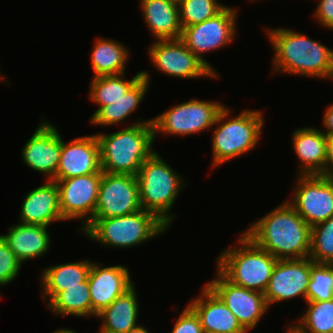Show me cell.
Segmentation results:
<instances>
[{
	"label": "cell",
	"mask_w": 333,
	"mask_h": 333,
	"mask_svg": "<svg viewBox=\"0 0 333 333\" xmlns=\"http://www.w3.org/2000/svg\"><path fill=\"white\" fill-rule=\"evenodd\" d=\"M245 235L277 259L308 258L311 227L286 201L250 225Z\"/></svg>",
	"instance_id": "6da1fadb"
},
{
	"label": "cell",
	"mask_w": 333,
	"mask_h": 333,
	"mask_svg": "<svg viewBox=\"0 0 333 333\" xmlns=\"http://www.w3.org/2000/svg\"><path fill=\"white\" fill-rule=\"evenodd\" d=\"M265 31L274 49V73L333 79L332 49L287 28Z\"/></svg>",
	"instance_id": "7a4b0ae2"
},
{
	"label": "cell",
	"mask_w": 333,
	"mask_h": 333,
	"mask_svg": "<svg viewBox=\"0 0 333 333\" xmlns=\"http://www.w3.org/2000/svg\"><path fill=\"white\" fill-rule=\"evenodd\" d=\"M99 144L101 168L110 174L135 175L154 152L152 119L137 121L112 134H95Z\"/></svg>",
	"instance_id": "3957f363"
},
{
	"label": "cell",
	"mask_w": 333,
	"mask_h": 333,
	"mask_svg": "<svg viewBox=\"0 0 333 333\" xmlns=\"http://www.w3.org/2000/svg\"><path fill=\"white\" fill-rule=\"evenodd\" d=\"M238 246L223 251L217 258V270L233 284L264 293L277 258L258 247L244 233Z\"/></svg>",
	"instance_id": "277c9868"
},
{
	"label": "cell",
	"mask_w": 333,
	"mask_h": 333,
	"mask_svg": "<svg viewBox=\"0 0 333 333\" xmlns=\"http://www.w3.org/2000/svg\"><path fill=\"white\" fill-rule=\"evenodd\" d=\"M136 178L141 208L155 214L169 227L175 218L169 210L184 188L182 177L154 150L139 168Z\"/></svg>",
	"instance_id": "5b68a950"
},
{
	"label": "cell",
	"mask_w": 333,
	"mask_h": 333,
	"mask_svg": "<svg viewBox=\"0 0 333 333\" xmlns=\"http://www.w3.org/2000/svg\"><path fill=\"white\" fill-rule=\"evenodd\" d=\"M168 228L155 214L142 209L125 216L92 219L79 231L100 245L131 248L164 233Z\"/></svg>",
	"instance_id": "8992f818"
},
{
	"label": "cell",
	"mask_w": 333,
	"mask_h": 333,
	"mask_svg": "<svg viewBox=\"0 0 333 333\" xmlns=\"http://www.w3.org/2000/svg\"><path fill=\"white\" fill-rule=\"evenodd\" d=\"M229 115V108L225 106L217 115L214 124L219 125L212 137L213 167L250 152L260 139L265 120L260 111L244 110L230 120Z\"/></svg>",
	"instance_id": "52a82bcc"
},
{
	"label": "cell",
	"mask_w": 333,
	"mask_h": 333,
	"mask_svg": "<svg viewBox=\"0 0 333 333\" xmlns=\"http://www.w3.org/2000/svg\"><path fill=\"white\" fill-rule=\"evenodd\" d=\"M225 107L216 101L192 99L180 103L152 118L154 137L158 133L192 135L214 127L217 115Z\"/></svg>",
	"instance_id": "ba28073f"
},
{
	"label": "cell",
	"mask_w": 333,
	"mask_h": 333,
	"mask_svg": "<svg viewBox=\"0 0 333 333\" xmlns=\"http://www.w3.org/2000/svg\"><path fill=\"white\" fill-rule=\"evenodd\" d=\"M237 13V10L225 5L214 17L182 28L180 39L216 75V71L202 54L227 46L233 41L236 33Z\"/></svg>",
	"instance_id": "9c48e42d"
},
{
	"label": "cell",
	"mask_w": 333,
	"mask_h": 333,
	"mask_svg": "<svg viewBox=\"0 0 333 333\" xmlns=\"http://www.w3.org/2000/svg\"><path fill=\"white\" fill-rule=\"evenodd\" d=\"M293 192V199L287 202L310 227L333 216V179L298 175Z\"/></svg>",
	"instance_id": "30bf717a"
},
{
	"label": "cell",
	"mask_w": 333,
	"mask_h": 333,
	"mask_svg": "<svg viewBox=\"0 0 333 333\" xmlns=\"http://www.w3.org/2000/svg\"><path fill=\"white\" fill-rule=\"evenodd\" d=\"M142 210L135 175L103 172L93 219L125 216Z\"/></svg>",
	"instance_id": "8fae6325"
},
{
	"label": "cell",
	"mask_w": 333,
	"mask_h": 333,
	"mask_svg": "<svg viewBox=\"0 0 333 333\" xmlns=\"http://www.w3.org/2000/svg\"><path fill=\"white\" fill-rule=\"evenodd\" d=\"M102 173L55 179L59 190V206L65 221L80 219L83 221V229L93 219Z\"/></svg>",
	"instance_id": "7c38bea8"
},
{
	"label": "cell",
	"mask_w": 333,
	"mask_h": 333,
	"mask_svg": "<svg viewBox=\"0 0 333 333\" xmlns=\"http://www.w3.org/2000/svg\"><path fill=\"white\" fill-rule=\"evenodd\" d=\"M149 58L157 70L177 78L215 77L217 75L179 39L156 40L149 48Z\"/></svg>",
	"instance_id": "4fadbf2b"
},
{
	"label": "cell",
	"mask_w": 333,
	"mask_h": 333,
	"mask_svg": "<svg viewBox=\"0 0 333 333\" xmlns=\"http://www.w3.org/2000/svg\"><path fill=\"white\" fill-rule=\"evenodd\" d=\"M230 309L246 330H253L268 310L264 293L237 286L219 271L215 279L206 284Z\"/></svg>",
	"instance_id": "5bb4252c"
},
{
	"label": "cell",
	"mask_w": 333,
	"mask_h": 333,
	"mask_svg": "<svg viewBox=\"0 0 333 333\" xmlns=\"http://www.w3.org/2000/svg\"><path fill=\"white\" fill-rule=\"evenodd\" d=\"M315 262L308 258L278 259L264 296L268 307L276 302L302 296L306 302L311 267Z\"/></svg>",
	"instance_id": "9a60e30c"
},
{
	"label": "cell",
	"mask_w": 333,
	"mask_h": 333,
	"mask_svg": "<svg viewBox=\"0 0 333 333\" xmlns=\"http://www.w3.org/2000/svg\"><path fill=\"white\" fill-rule=\"evenodd\" d=\"M21 153L25 165L48 176L46 180L55 181L61 155V135L53 124L42 120Z\"/></svg>",
	"instance_id": "2e32d148"
},
{
	"label": "cell",
	"mask_w": 333,
	"mask_h": 333,
	"mask_svg": "<svg viewBox=\"0 0 333 333\" xmlns=\"http://www.w3.org/2000/svg\"><path fill=\"white\" fill-rule=\"evenodd\" d=\"M103 172L96 135L75 138L66 143L61 138V155L55 179Z\"/></svg>",
	"instance_id": "e0dca14e"
},
{
	"label": "cell",
	"mask_w": 333,
	"mask_h": 333,
	"mask_svg": "<svg viewBox=\"0 0 333 333\" xmlns=\"http://www.w3.org/2000/svg\"><path fill=\"white\" fill-rule=\"evenodd\" d=\"M92 315L95 317L117 297L130 289L134 283L127 267L116 265L101 267L91 263L88 275Z\"/></svg>",
	"instance_id": "ac0fdd59"
},
{
	"label": "cell",
	"mask_w": 333,
	"mask_h": 333,
	"mask_svg": "<svg viewBox=\"0 0 333 333\" xmlns=\"http://www.w3.org/2000/svg\"><path fill=\"white\" fill-rule=\"evenodd\" d=\"M201 295L192 299L188 305L199 317L204 333H247L235 315L207 285L202 288Z\"/></svg>",
	"instance_id": "d6986e66"
},
{
	"label": "cell",
	"mask_w": 333,
	"mask_h": 333,
	"mask_svg": "<svg viewBox=\"0 0 333 333\" xmlns=\"http://www.w3.org/2000/svg\"><path fill=\"white\" fill-rule=\"evenodd\" d=\"M33 189L25 195L20 223L49 226L54 221H65L59 206V190L54 180Z\"/></svg>",
	"instance_id": "ffe728a7"
},
{
	"label": "cell",
	"mask_w": 333,
	"mask_h": 333,
	"mask_svg": "<svg viewBox=\"0 0 333 333\" xmlns=\"http://www.w3.org/2000/svg\"><path fill=\"white\" fill-rule=\"evenodd\" d=\"M292 139L293 149L302 165L298 175L324 176L327 136L323 131L302 127L294 131Z\"/></svg>",
	"instance_id": "44dd1931"
},
{
	"label": "cell",
	"mask_w": 333,
	"mask_h": 333,
	"mask_svg": "<svg viewBox=\"0 0 333 333\" xmlns=\"http://www.w3.org/2000/svg\"><path fill=\"white\" fill-rule=\"evenodd\" d=\"M148 30L156 40L179 39L182 26L177 0H140Z\"/></svg>",
	"instance_id": "7402d4cb"
},
{
	"label": "cell",
	"mask_w": 333,
	"mask_h": 333,
	"mask_svg": "<svg viewBox=\"0 0 333 333\" xmlns=\"http://www.w3.org/2000/svg\"><path fill=\"white\" fill-rule=\"evenodd\" d=\"M48 226L17 223L1 235L17 259L23 263L44 255L50 248Z\"/></svg>",
	"instance_id": "603a6c76"
},
{
	"label": "cell",
	"mask_w": 333,
	"mask_h": 333,
	"mask_svg": "<svg viewBox=\"0 0 333 333\" xmlns=\"http://www.w3.org/2000/svg\"><path fill=\"white\" fill-rule=\"evenodd\" d=\"M149 73L142 71V76L126 91L121 98L101 107L91 116V123L100 126L116 125L127 119L138 108L145 97L150 80Z\"/></svg>",
	"instance_id": "cb8c5ba5"
},
{
	"label": "cell",
	"mask_w": 333,
	"mask_h": 333,
	"mask_svg": "<svg viewBox=\"0 0 333 333\" xmlns=\"http://www.w3.org/2000/svg\"><path fill=\"white\" fill-rule=\"evenodd\" d=\"M135 290L134 284L97 314L96 317L104 321L98 333H128L139 326V306Z\"/></svg>",
	"instance_id": "d4e9b609"
},
{
	"label": "cell",
	"mask_w": 333,
	"mask_h": 333,
	"mask_svg": "<svg viewBox=\"0 0 333 333\" xmlns=\"http://www.w3.org/2000/svg\"><path fill=\"white\" fill-rule=\"evenodd\" d=\"M89 260L50 266L42 272L41 288L43 299L49 302L66 287L81 286L88 279L91 269Z\"/></svg>",
	"instance_id": "484cf974"
},
{
	"label": "cell",
	"mask_w": 333,
	"mask_h": 333,
	"mask_svg": "<svg viewBox=\"0 0 333 333\" xmlns=\"http://www.w3.org/2000/svg\"><path fill=\"white\" fill-rule=\"evenodd\" d=\"M129 50L110 38L96 39L91 53V66L95 77L119 75L125 71Z\"/></svg>",
	"instance_id": "4316f807"
},
{
	"label": "cell",
	"mask_w": 333,
	"mask_h": 333,
	"mask_svg": "<svg viewBox=\"0 0 333 333\" xmlns=\"http://www.w3.org/2000/svg\"><path fill=\"white\" fill-rule=\"evenodd\" d=\"M47 308L53 311V314L63 317L66 315L92 316L88 279L81 282V286L66 287L47 303Z\"/></svg>",
	"instance_id": "83f0119b"
},
{
	"label": "cell",
	"mask_w": 333,
	"mask_h": 333,
	"mask_svg": "<svg viewBox=\"0 0 333 333\" xmlns=\"http://www.w3.org/2000/svg\"><path fill=\"white\" fill-rule=\"evenodd\" d=\"M125 73L119 75L100 76L92 78L90 85V99L99 107L93 115L103 106L113 103L126 93V91L142 76L138 72L131 80H124Z\"/></svg>",
	"instance_id": "f1b7e54d"
},
{
	"label": "cell",
	"mask_w": 333,
	"mask_h": 333,
	"mask_svg": "<svg viewBox=\"0 0 333 333\" xmlns=\"http://www.w3.org/2000/svg\"><path fill=\"white\" fill-rule=\"evenodd\" d=\"M299 323L290 326L296 333H333V298L309 301Z\"/></svg>",
	"instance_id": "f546056e"
},
{
	"label": "cell",
	"mask_w": 333,
	"mask_h": 333,
	"mask_svg": "<svg viewBox=\"0 0 333 333\" xmlns=\"http://www.w3.org/2000/svg\"><path fill=\"white\" fill-rule=\"evenodd\" d=\"M309 258L315 263L333 264V216L311 227Z\"/></svg>",
	"instance_id": "4dcf8cb0"
},
{
	"label": "cell",
	"mask_w": 333,
	"mask_h": 333,
	"mask_svg": "<svg viewBox=\"0 0 333 333\" xmlns=\"http://www.w3.org/2000/svg\"><path fill=\"white\" fill-rule=\"evenodd\" d=\"M182 28L214 17L225 6L217 0H177Z\"/></svg>",
	"instance_id": "1f68e13d"
},
{
	"label": "cell",
	"mask_w": 333,
	"mask_h": 333,
	"mask_svg": "<svg viewBox=\"0 0 333 333\" xmlns=\"http://www.w3.org/2000/svg\"><path fill=\"white\" fill-rule=\"evenodd\" d=\"M333 298V264L315 263L311 267V279L306 302L325 301Z\"/></svg>",
	"instance_id": "d6a6232c"
},
{
	"label": "cell",
	"mask_w": 333,
	"mask_h": 333,
	"mask_svg": "<svg viewBox=\"0 0 333 333\" xmlns=\"http://www.w3.org/2000/svg\"><path fill=\"white\" fill-rule=\"evenodd\" d=\"M21 265L22 263L0 235V286L11 283L19 274Z\"/></svg>",
	"instance_id": "836d02e7"
},
{
	"label": "cell",
	"mask_w": 333,
	"mask_h": 333,
	"mask_svg": "<svg viewBox=\"0 0 333 333\" xmlns=\"http://www.w3.org/2000/svg\"><path fill=\"white\" fill-rule=\"evenodd\" d=\"M171 333H204L199 317L189 305L180 313Z\"/></svg>",
	"instance_id": "e575fe53"
},
{
	"label": "cell",
	"mask_w": 333,
	"mask_h": 333,
	"mask_svg": "<svg viewBox=\"0 0 333 333\" xmlns=\"http://www.w3.org/2000/svg\"><path fill=\"white\" fill-rule=\"evenodd\" d=\"M319 4L313 16L325 28L333 30V0H319Z\"/></svg>",
	"instance_id": "d590c367"
},
{
	"label": "cell",
	"mask_w": 333,
	"mask_h": 333,
	"mask_svg": "<svg viewBox=\"0 0 333 333\" xmlns=\"http://www.w3.org/2000/svg\"><path fill=\"white\" fill-rule=\"evenodd\" d=\"M324 176L333 179V137L327 136Z\"/></svg>",
	"instance_id": "8d00e7d4"
},
{
	"label": "cell",
	"mask_w": 333,
	"mask_h": 333,
	"mask_svg": "<svg viewBox=\"0 0 333 333\" xmlns=\"http://www.w3.org/2000/svg\"><path fill=\"white\" fill-rule=\"evenodd\" d=\"M323 123L324 127L326 128V132L323 131V133L326 136L333 137V104L328 106V108L325 110Z\"/></svg>",
	"instance_id": "74e56055"
},
{
	"label": "cell",
	"mask_w": 333,
	"mask_h": 333,
	"mask_svg": "<svg viewBox=\"0 0 333 333\" xmlns=\"http://www.w3.org/2000/svg\"><path fill=\"white\" fill-rule=\"evenodd\" d=\"M128 333H150V332L148 331V329H146V327L139 325L135 327L133 330H130Z\"/></svg>",
	"instance_id": "f35d334b"
},
{
	"label": "cell",
	"mask_w": 333,
	"mask_h": 333,
	"mask_svg": "<svg viewBox=\"0 0 333 333\" xmlns=\"http://www.w3.org/2000/svg\"><path fill=\"white\" fill-rule=\"evenodd\" d=\"M52 333H76V331L70 330V329H66V328L65 329L61 328V329H58V330H56V331H54Z\"/></svg>",
	"instance_id": "ab89813d"
},
{
	"label": "cell",
	"mask_w": 333,
	"mask_h": 333,
	"mask_svg": "<svg viewBox=\"0 0 333 333\" xmlns=\"http://www.w3.org/2000/svg\"><path fill=\"white\" fill-rule=\"evenodd\" d=\"M288 331V333H296L290 326H289V328L287 329Z\"/></svg>",
	"instance_id": "60d3db41"
}]
</instances>
